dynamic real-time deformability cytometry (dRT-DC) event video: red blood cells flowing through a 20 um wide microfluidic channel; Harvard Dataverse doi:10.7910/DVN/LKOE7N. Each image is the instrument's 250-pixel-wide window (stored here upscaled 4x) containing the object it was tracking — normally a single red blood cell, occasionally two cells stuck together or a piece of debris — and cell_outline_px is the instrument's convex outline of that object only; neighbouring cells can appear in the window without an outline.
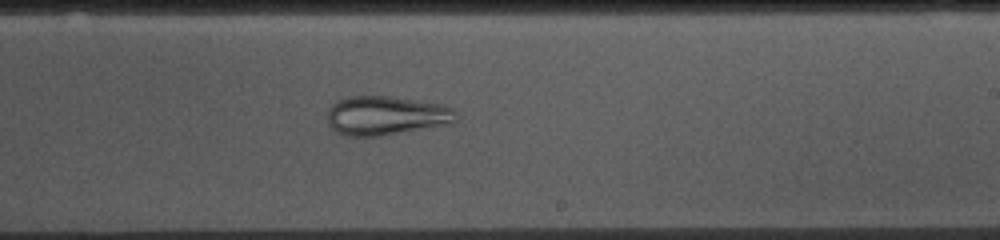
{"species": "common noctule bat (a hibernating species)", "species_latin": "Nyctalus noctula", "temperature_condition": "cold", "stored_images_in_passage": 53, "camera_frame_rate_fps": 3000, "um_per_image_px": 0.085, "animal": {"sex": "female", "body_mass_g": 10.0, "forearm_length_mm": 53.1}, "frame": {"image": 1, "passage_image": 30, "time_ms": 9.667, "image_size_px": [1000, 240], "cell_outline_px": [[456, 120], [452, 124], [380, 136], [344, 136], [336, 132], [328, 124], [328, 108], [336, 100], [348, 96], [388, 96], [444, 104], [452, 108], [456, 112]], "centroid_in_image_um": [32.81, 9.83], "position_along_channel_um": 256.2, "area_um2": 29.65}}
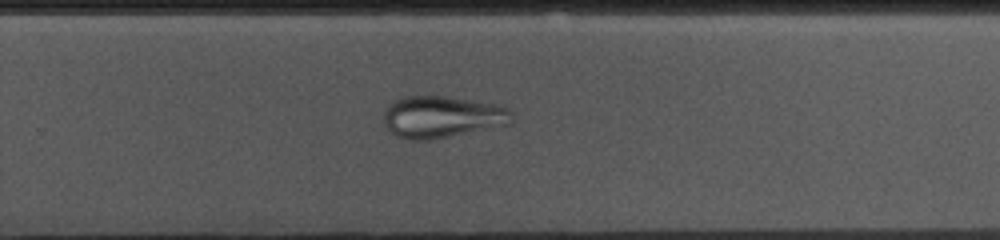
{"frame": {"image": 2, "passage_image": 33, "time_ms": 10.667, "image_size_px": [1000, 240], "cell_outline_px": [[512, 124], [432, 140], [412, 140], [396, 136], [384, 124], [384, 112], [388, 104], [404, 96], [444, 96], [496, 104], [508, 108], [512, 112]], "centroid_in_image_um": [37.59, 9.94], "position_along_channel_um": 292.2, "area_um2": 31.39}}
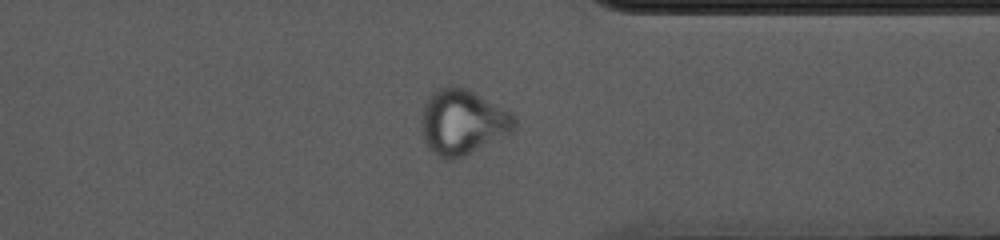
{"frame": {"image": 3, "passage_image": 40, "time_ms": 13.0, "image_size_px": [1000, 240], "cell_outline_px": [[516, 132], [508, 136], [456, 160], [444, 160], [432, 152], [428, 148], [424, 140], [420, 128], [420, 116], [424, 104], [428, 96], [436, 88], [448, 84], [452, 84], [468, 88], [512, 112], [516, 116]], "centroid_in_image_um": [39.33, 10.37], "position_along_channel_um": 372.1, "area_um2": 36.82}}